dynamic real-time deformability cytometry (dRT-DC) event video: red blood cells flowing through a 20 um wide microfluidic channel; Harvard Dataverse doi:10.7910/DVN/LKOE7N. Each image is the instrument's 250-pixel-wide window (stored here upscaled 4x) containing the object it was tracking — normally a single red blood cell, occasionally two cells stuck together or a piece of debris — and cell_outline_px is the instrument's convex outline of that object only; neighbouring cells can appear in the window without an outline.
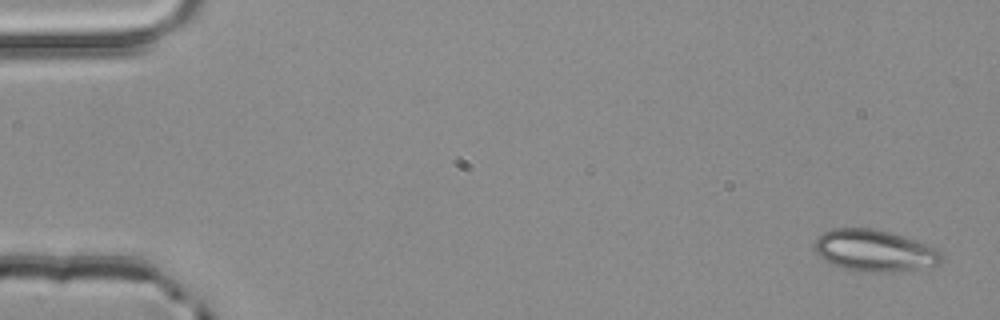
{"species": "common noctule bat (a hibernating species)", "species_latin": "Nyctalus noctula", "temperature_condition": "room temperature", "stored_images_in_passage": 3, "camera_frame_rate_fps": 3000, "um_per_image_px": 0.085, "animal": {"sex": "male", "body_mass_g": 20.4}, "frame": {"image": 1, "passage_image": 1, "time_ms": 0.0, "image_size_px": [1000, 320], "cell_outline_px": [[944, 256], [936, 264], [912, 268], [884, 272], [860, 272], [844, 268], [832, 264], [824, 260], [816, 252], [816, 236], [832, 228], [876, 228], [936, 248]], "centroid_in_image_um": [74.25, 21.29], "position_along_channel_um": 10.8, "area_um2": 30.11}}